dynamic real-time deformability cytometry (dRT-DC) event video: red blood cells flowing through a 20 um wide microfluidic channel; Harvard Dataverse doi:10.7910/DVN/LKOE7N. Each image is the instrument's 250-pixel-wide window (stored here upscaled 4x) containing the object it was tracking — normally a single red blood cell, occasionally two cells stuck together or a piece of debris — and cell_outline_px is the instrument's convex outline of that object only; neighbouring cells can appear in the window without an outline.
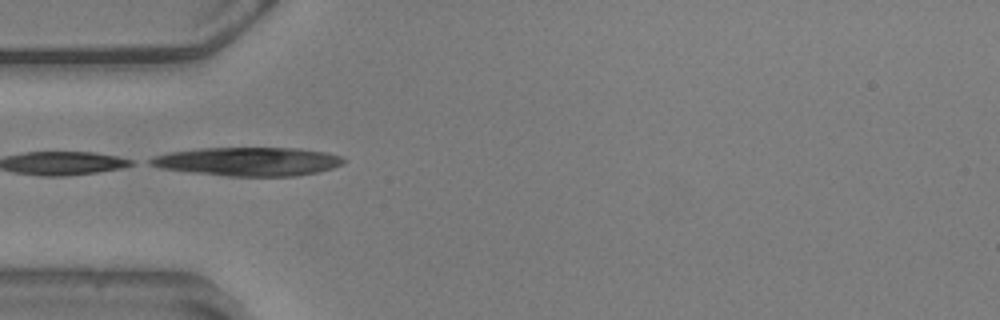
{"species": "common noctule bat (a hibernating species)", "species_latin": "Nyctalus noctula", "temperature_condition": "warm", "stored_images_in_passage": 4, "camera_frame_rate_fps": 3000, "um_per_image_px": 0.085, "animal": {"sex": "male", "body_mass_g": 20.5, "forearm_length_mm": 52.5}, "frame": {"image": 1, "passage_image": 1, "time_ms": 0.0, "image_size_px": [1000, 320], "cell_outline_px": [[348, 160], [344, 164], [320, 172], [296, 176], [228, 176], [192, 172], [160, 168], [148, 164], [144, 160], [152, 156], [168, 152], [200, 148], [300, 148], [328, 152], [340, 156]], "centroid_in_image_um": [21.1, 13.72], "position_along_channel_um": 63.9, "area_um2": 32.71}}